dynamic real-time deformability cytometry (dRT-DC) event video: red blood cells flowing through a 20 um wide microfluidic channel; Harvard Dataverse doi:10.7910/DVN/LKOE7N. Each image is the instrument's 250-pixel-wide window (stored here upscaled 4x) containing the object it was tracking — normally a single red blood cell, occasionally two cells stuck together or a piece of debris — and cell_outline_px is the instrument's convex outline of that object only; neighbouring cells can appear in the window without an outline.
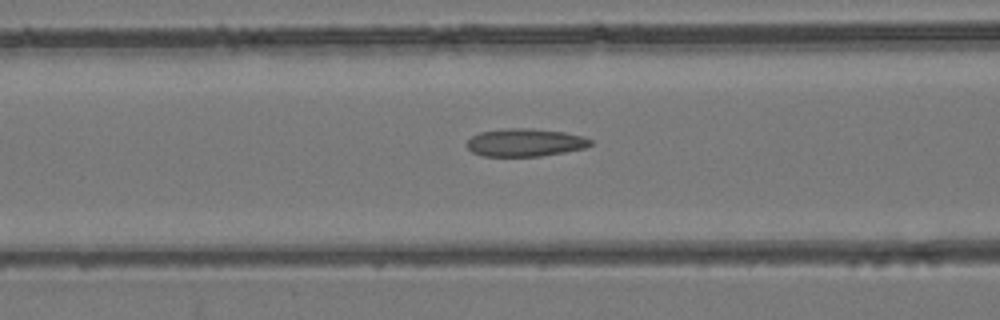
{"species": "common noctule bat (a hibernating species)", "species_latin": "Nyctalus noctula", "temperature_condition": "room temperature", "stored_images_in_passage": 36, "camera_frame_rate_fps": 3000, "um_per_image_px": 0.085, "animal": {"sex": "female", "body_mass_g": 24.6, "forearm_length_mm": 56.2}, "frame": {"image": 1, "passage_image": 7, "time_ms": 2.0, "image_size_px": [1000, 320], "cell_outline_px": [[592, 144], [584, 148], [564, 152], [540, 156], [484, 156], [472, 152], [464, 144], [472, 136], [480, 132], [508, 128], [528, 128], [564, 132], [584, 136], [592, 140]], "centroid_in_image_um": [44.62, 12.11], "position_along_channel_um": 122.0, "area_um2": 20.06}}
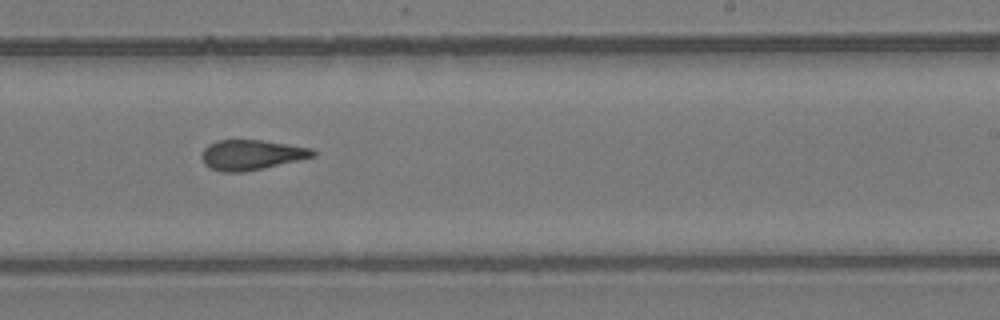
{"frame": {"image": 2, "passage_image": 17, "time_ms": 5.333, "image_size_px": [1000, 320], "cell_outline_px": [[316, 156], [264, 168], [244, 172], [224, 172], [212, 168], [204, 164], [204, 148], [208, 144], [216, 140], [260, 140], [312, 148], [316, 152]], "centroid_in_image_um": [21.4, 13.16], "position_along_channel_um": 267.6, "area_um2": 19.25}}
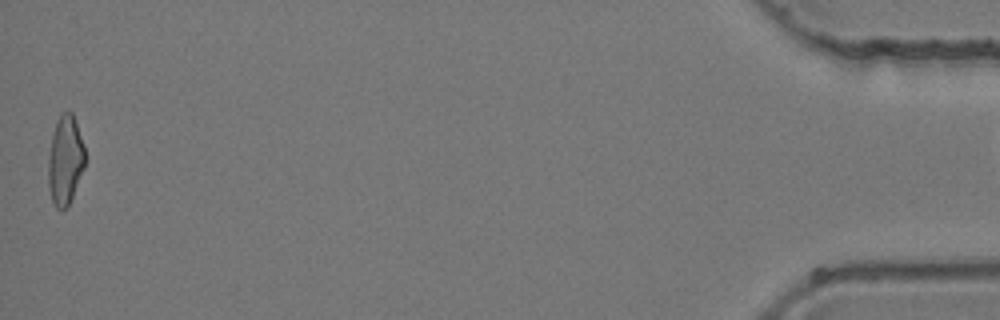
{"frame": {"image": 3, "passage_image": 35, "time_ms": 11.333, "image_size_px": [1000, 320], "cell_outline_px": [[84, 168], [72, 196], [68, 204], [64, 208], [56, 208], [52, 200], [48, 188], [48, 160], [52, 136], [56, 120], [60, 112], [68, 108], [72, 112], [84, 148]], "centroid_in_image_um": [5.52, 13.56], "position_along_channel_um": 429.7, "area_um2": 18.9}}